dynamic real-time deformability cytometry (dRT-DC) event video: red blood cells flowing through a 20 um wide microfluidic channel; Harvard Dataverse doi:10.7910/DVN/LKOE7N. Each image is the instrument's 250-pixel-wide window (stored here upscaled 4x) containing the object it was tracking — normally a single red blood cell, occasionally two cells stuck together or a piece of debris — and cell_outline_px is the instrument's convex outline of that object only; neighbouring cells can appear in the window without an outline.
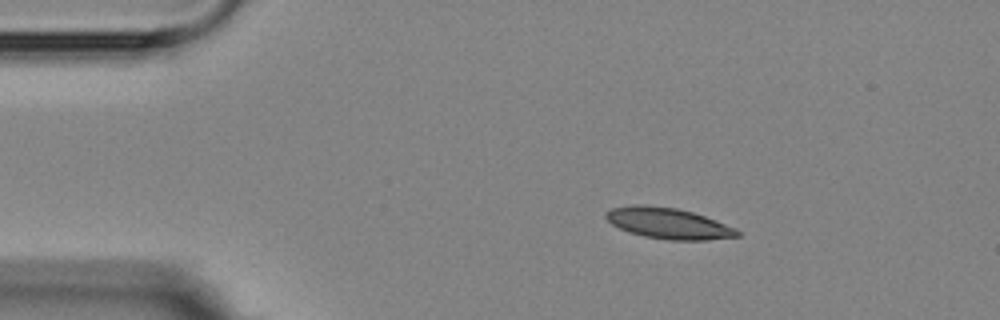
{"species": "Egyptian fruit bat (a non-hibernating species)", "species_latin": "Rousettus aegyptiacus", "temperature_condition": "room temperature", "stored_images_in_passage": 4, "camera_frame_rate_fps": 3000, "um_per_image_px": 0.085, "animal": {"sex": "female"}, "frame": {"image": 1, "passage_image": 2, "time_ms": 1.333, "image_size_px": [1000, 320], "cell_outline_px": [[740, 236], [708, 240], [668, 240], [644, 236], [628, 232], [612, 224], [604, 216], [604, 212], [612, 208], [636, 204], [640, 204], [676, 208], [692, 212], [704, 216], [736, 228], [740, 232]], "centroid_in_image_um": [56.79, 18.98], "position_along_channel_um": 28.2, "area_um2": 23.64}}